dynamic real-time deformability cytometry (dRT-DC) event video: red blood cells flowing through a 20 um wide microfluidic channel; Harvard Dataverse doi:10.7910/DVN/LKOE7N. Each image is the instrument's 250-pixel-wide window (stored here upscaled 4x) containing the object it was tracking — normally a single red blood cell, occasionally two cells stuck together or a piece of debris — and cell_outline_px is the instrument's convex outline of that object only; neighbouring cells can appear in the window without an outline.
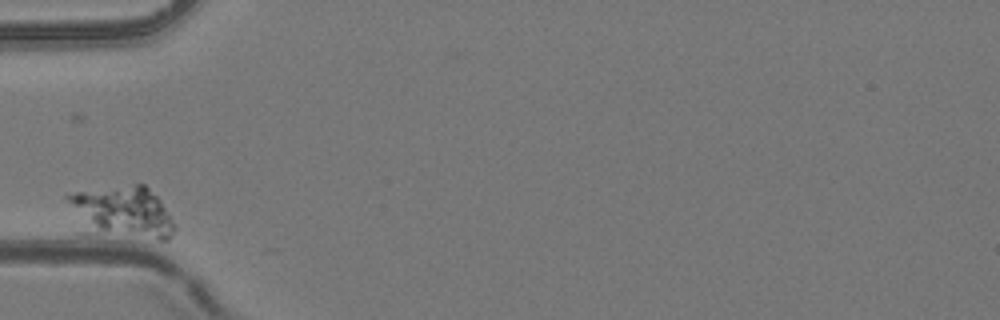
{"species": "common noctule bat (a hibernating species)", "species_latin": "Nyctalus noctula", "temperature_condition": "room temperature", "stored_images_in_passage": 29, "camera_frame_rate_fps": 3000, "um_per_image_px": 0.085, "animal": {"sex": "female", "body_mass_g": 24.6, "forearm_length_mm": 56.2}, "frame": {"image": 1, "passage_image": 1, "time_ms": 0.0, "image_size_px": [1000, 320], "cell_outline_px": [[176, 228], [172, 236], [168, 240], [160, 240], [84, 236], [80, 232], [64, 196], [76, 192], [132, 184], [144, 184], [160, 200], [172, 220]], "centroid_in_image_um": [10.29, 18.13], "position_along_channel_um": 74.7, "area_um2": 33.93}}
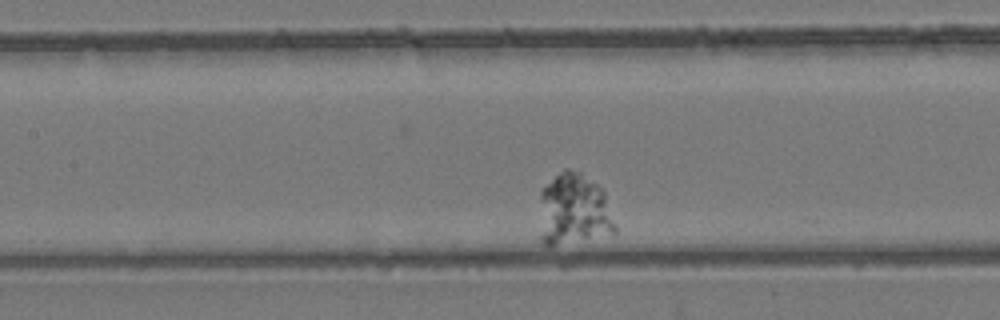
{"frame": {"image": 2, "passage_image": 9, "time_ms": 2.667, "image_size_px": [1000, 320], "cell_outline_px": [[616, 232], [552, 244], [544, 244], [540, 240], [540, 192], [564, 168], [568, 168], [580, 172], [596, 184], [604, 192], [616, 224]], "centroid_in_image_um": [48.76, 17.79], "position_along_channel_um": 158.6, "area_um2": 30.87}}
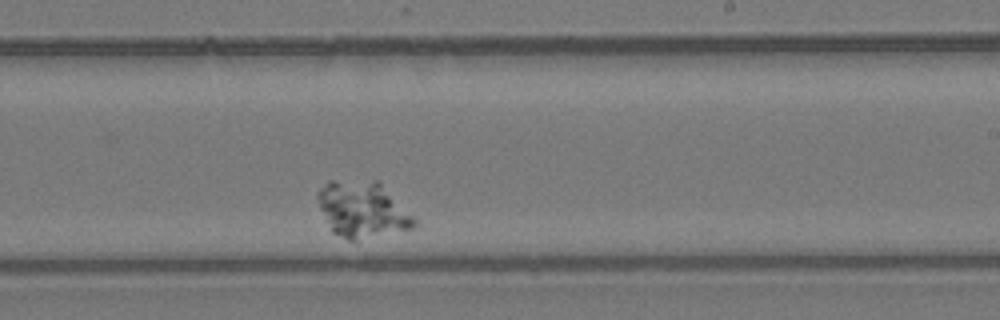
{"frame": {"image": 3, "passage_image": 18, "time_ms": 5.667, "image_size_px": [1000, 320], "cell_outline_px": [[416, 224], [412, 228], [356, 244], [332, 232], [320, 208], [316, 196], [316, 192], [328, 180], [380, 180], [416, 220]], "centroid_in_image_um": [30.8, 17.84], "position_along_channel_um": 258.2, "area_um2": 32.43}}